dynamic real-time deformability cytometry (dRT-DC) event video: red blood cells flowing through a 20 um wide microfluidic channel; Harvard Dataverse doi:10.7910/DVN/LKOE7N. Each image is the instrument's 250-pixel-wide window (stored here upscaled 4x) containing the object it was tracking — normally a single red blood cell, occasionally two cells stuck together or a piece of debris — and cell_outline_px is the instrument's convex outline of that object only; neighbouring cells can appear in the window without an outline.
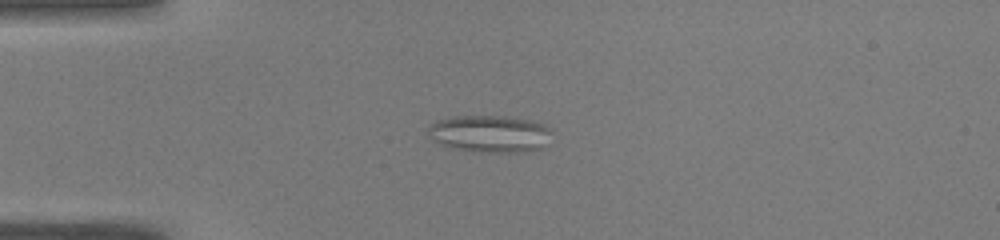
{"species": "common noctule bat (a hibernating species)", "species_latin": "Nyctalus noctula", "temperature_condition": "warm", "stored_images_in_passage": 42, "camera_frame_rate_fps": 3000, "um_per_image_px": 0.085, "animal": {"sex": "male", "body_mass_g": 19.0, "forearm_length_mm": 50.8}, "frame": {"image": 1, "passage_image": 5, "time_ms": 1.333, "image_size_px": [1000, 240], "cell_outline_px": [[552, 132], [548, 144], [544, 148], [524, 152], [480, 152], [452, 148], [440, 144], [428, 136], [428, 128], [436, 120], [456, 116], [508, 116], [528, 120], [544, 124], [552, 128]], "centroid_in_image_um": [41.69, 11.38], "position_along_channel_um": 43.3, "area_um2": 27.11}}
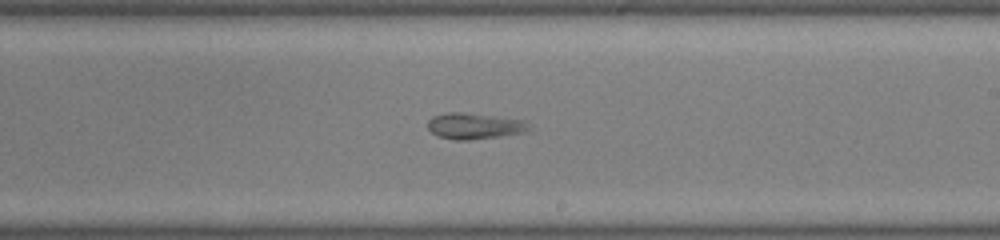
{"frame": {"image": 2, "passage_image": 22, "time_ms": 7.0, "image_size_px": [1000, 240], "cell_outline_px": [[532, 128], [528, 132], [472, 140], [456, 140], [436, 136], [428, 128], [428, 120], [432, 116], [448, 112], [464, 112], [524, 120]], "centroid_in_image_um": [40.33, 10.71], "position_along_channel_um": 248.7, "area_um2": 15.55}}
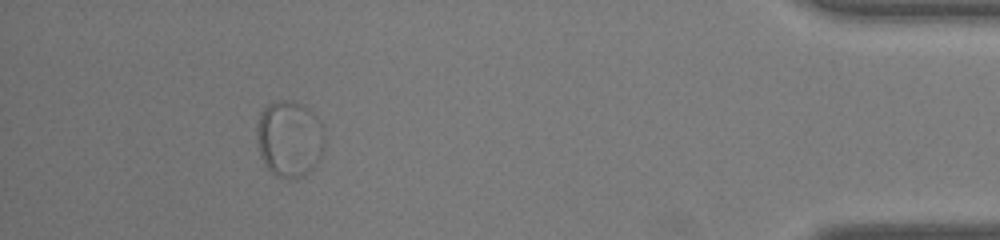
{"frame": {"image": 3, "passage_image": 38, "time_ms": 12.333, "image_size_px": [1000, 240], "cell_outline_px": [[324, 148], [320, 160], [312, 172], [296, 180], [288, 180], [272, 172], [264, 164], [260, 156], [256, 136], [256, 128], [260, 112], [272, 100], [292, 100], [308, 108], [312, 112], [320, 124], [324, 136]], "centroid_in_image_um": [24.6, 11.82], "position_along_channel_um": 410.6, "area_um2": 30.81}}